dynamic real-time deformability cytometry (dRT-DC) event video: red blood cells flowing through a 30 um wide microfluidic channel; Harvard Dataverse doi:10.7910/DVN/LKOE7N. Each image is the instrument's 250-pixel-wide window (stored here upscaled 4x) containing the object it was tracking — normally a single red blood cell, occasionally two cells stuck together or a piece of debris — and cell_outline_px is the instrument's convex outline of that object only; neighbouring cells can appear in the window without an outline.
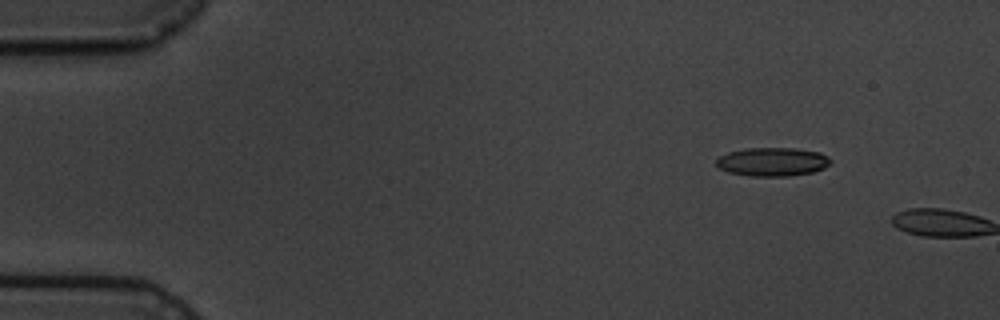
{"species": "common noctule bat (a hibernating species)", "species_latin": "Nyctalus noctula", "temperature_condition": "cold", "stored_images_in_passage": 2, "camera_frame_rate_fps": 3000, "um_per_image_px": 0.085, "animal": {"sex": "male", "body_mass_g": 19.5, "forearm_length_mm": 54.6}, "frame": {"image": 1, "passage_image": 1, "time_ms": 0.0, "image_size_px": [1000, 320], "cell_outline_px": [[832, 160], [824, 168], [812, 172], [788, 176], [748, 176], [728, 172], [720, 168], [716, 164], [716, 160], [720, 156], [728, 152], [744, 148], [796, 148], [820, 152], [828, 156]], "centroid_in_image_um": [65.66, 13.75], "position_along_channel_um": 19.3, "area_um2": 19.13}}